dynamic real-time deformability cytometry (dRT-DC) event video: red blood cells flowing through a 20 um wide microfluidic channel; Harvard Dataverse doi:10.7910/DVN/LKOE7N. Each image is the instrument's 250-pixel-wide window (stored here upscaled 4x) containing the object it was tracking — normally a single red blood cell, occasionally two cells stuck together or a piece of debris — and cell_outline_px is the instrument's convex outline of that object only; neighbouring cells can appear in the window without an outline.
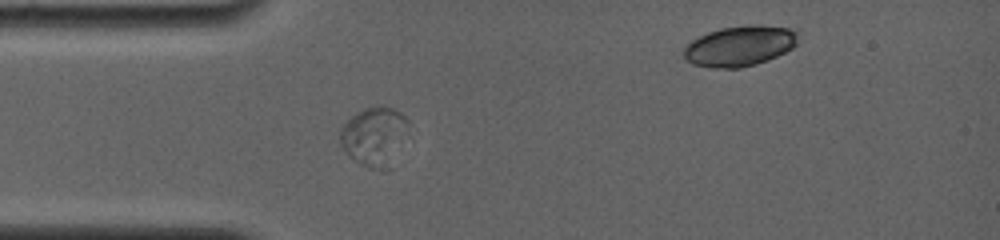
{"species": "common noctule bat (a hibernating species)", "species_latin": "Nyctalus noctula", "temperature_condition": "room temperature", "stored_images_in_passage": 16, "camera_frame_rate_fps": 4000, "um_per_image_px": 0.085, "animal": {"sex": "female", "body_mass_g": 19.0, "forearm_length_mm": 56.7}, "frame": {"image": 1, "passage_image": 1, "time_ms": 0.0, "image_size_px": [1000, 240], "cell_outline_px": [[408, 120], [372, 168], [368, 168], [352, 160], [348, 156], [340, 144], [340, 128], [352, 116], [364, 108], [380, 104], [392, 108], [400, 112]], "centroid_in_image_um": [31.51, 11.34], "position_along_channel_um": 53.5, "area_um2": 19.71}}
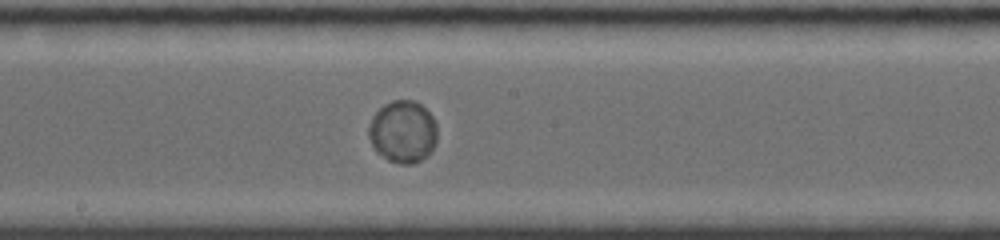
{"frame": {"image": 2, "passage_image": 7, "time_ms": 4.5, "image_size_px": [1000, 240], "cell_outline_px": [[436, 140], [432, 152], [428, 156], [412, 164], [400, 164], [388, 160], [376, 152], [368, 136], [368, 128], [372, 116], [384, 104], [392, 100], [416, 100], [432, 116], [436, 124]], "centroid_in_image_um": [34.24, 11.2], "position_along_channel_um": 214.0, "area_um2": 25.03}}
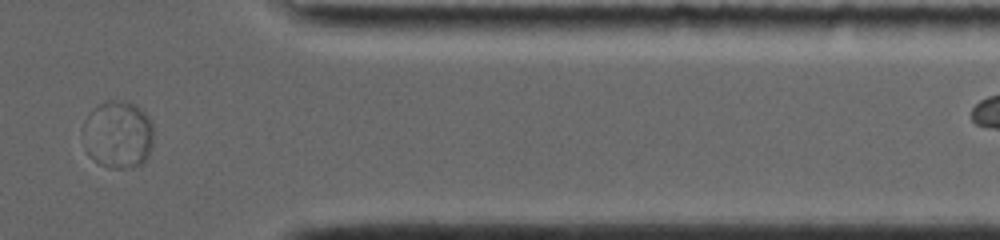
{"frame": {"image": 3, "passage_image": 14, "time_ms": 9.75, "image_size_px": [1000, 240], "cell_outline_px": [[152, 148], [144, 164], [128, 168], [112, 168], [100, 164], [88, 156], [88, 116], [100, 104], [108, 100], [120, 100], [132, 104], [152, 124]], "centroid_in_image_um": [10.11, 11.5], "position_along_channel_um": 401.3, "area_um2": 26.47}, "authors_computed_cell_mechanics": {"area_um2": 24.565, "velocity_mm_per_s": 3.6732, "shape_relaxation_time_tau1_ms": 0.4086, "shape_relaxation_time_tau2_ms": null, "deformation_change_tau1": 0.0176, "deformation_change_tau2": null}}